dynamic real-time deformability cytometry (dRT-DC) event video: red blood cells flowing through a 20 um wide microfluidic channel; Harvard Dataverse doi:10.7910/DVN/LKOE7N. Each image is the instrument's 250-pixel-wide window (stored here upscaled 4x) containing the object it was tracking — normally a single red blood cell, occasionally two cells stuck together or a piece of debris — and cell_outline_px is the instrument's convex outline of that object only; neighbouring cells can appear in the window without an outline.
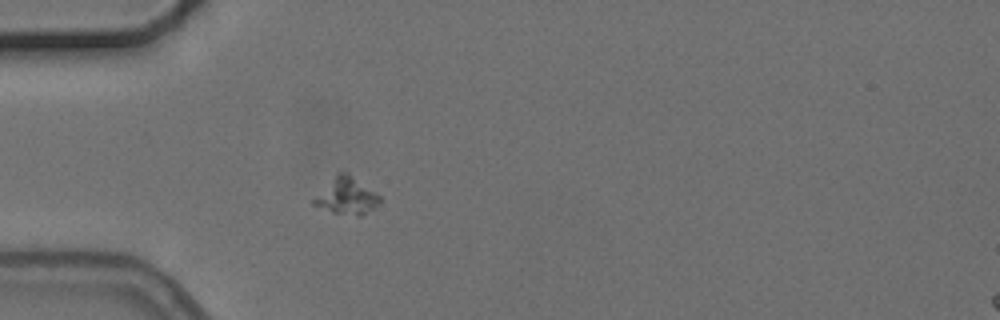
{"species": "common noctule bat (a hibernating species)", "species_latin": "Nyctalus noctula", "temperature_condition": "cold", "stored_images_in_passage": 2, "camera_frame_rate_fps": 3000, "um_per_image_px": 0.085, "animal": {"sex": "female", "body_mass_g": 24.6, "forearm_length_mm": 56.2}, "frame": {"image": 1, "passage_image": 2, "time_ms": 1.333, "image_size_px": [1000, 320], "cell_outline_px": [[380, 200], [372, 208], [360, 216], [356, 216], [332, 212], [312, 204], [312, 200], [336, 172], [348, 172], [376, 192], [380, 196]], "centroid_in_image_um": [29.43, 16.63], "position_along_channel_um": 55.6, "area_um2": 13.99}}